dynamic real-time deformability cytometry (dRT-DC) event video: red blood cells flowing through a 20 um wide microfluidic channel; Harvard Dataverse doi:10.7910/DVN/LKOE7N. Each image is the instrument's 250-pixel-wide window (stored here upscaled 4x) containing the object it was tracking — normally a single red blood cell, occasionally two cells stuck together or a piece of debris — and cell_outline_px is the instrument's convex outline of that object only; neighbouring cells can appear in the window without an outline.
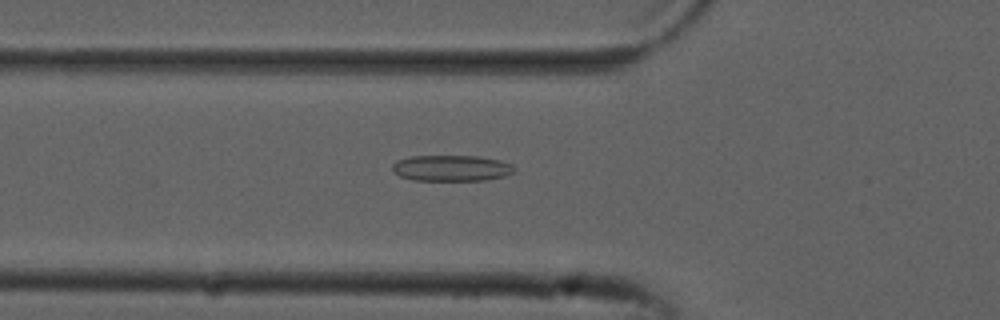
{"species": "common noctule bat (a hibernating species)", "species_latin": "Nyctalus noctula", "temperature_condition": "cold", "stored_images_in_passage": 52, "camera_frame_rate_fps": 3000, "um_per_image_px": 0.085, "animal": {"sex": "male", "forearm_length_mm": 52.5}, "frame": {"image": 1, "passage_image": 18, "time_ms": 5.667, "image_size_px": [1000, 320], "cell_outline_px": [[516, 168], [508, 176], [488, 180], [416, 180], [400, 176], [392, 172], [392, 164], [396, 160], [412, 156], [476, 156], [500, 160], [512, 164]], "centroid_in_image_um": [38.39, 14.29], "position_along_channel_um": 87.4, "area_um2": 18.61}}
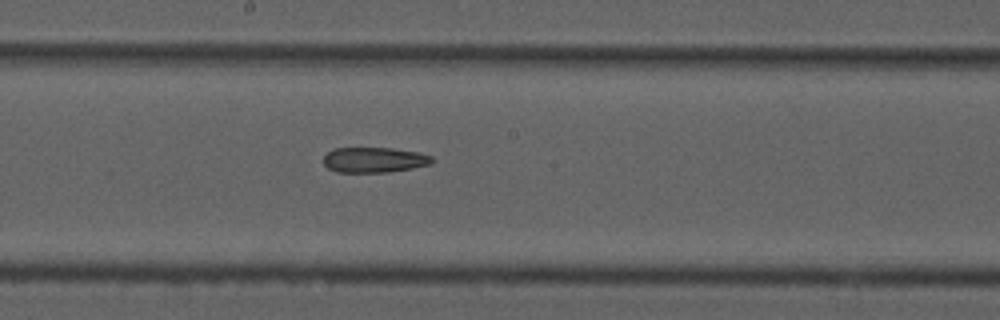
{"frame": {"image": 2, "passage_image": 28, "time_ms": 9.0, "image_size_px": [1000, 320], "cell_outline_px": [[436, 160], [432, 164], [412, 168], [388, 172], [336, 172], [328, 168], [324, 164], [324, 156], [332, 148], [392, 148], [420, 152], [432, 156]], "centroid_in_image_um": [31.85, 13.58], "position_along_channel_um": 216.4, "area_um2": 16.18}}
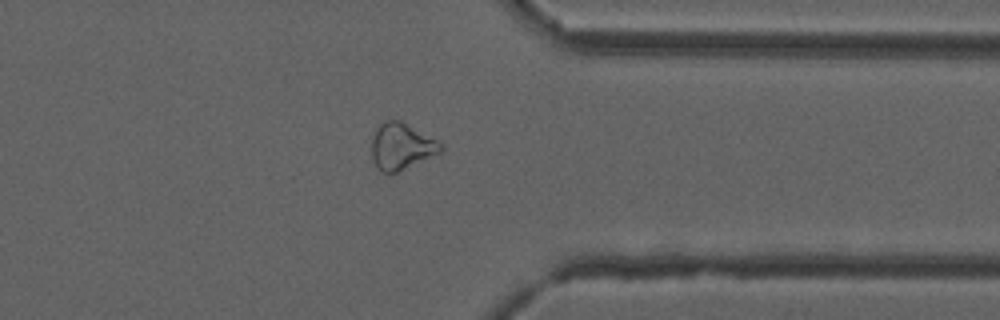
{"frame": {"image": 3, "passage_image": 41, "time_ms": 13.333, "image_size_px": [1000, 320], "cell_outline_px": [[444, 148], [440, 152], [396, 172], [380, 172], [376, 168], [372, 156], [372, 136], [376, 128], [384, 120], [400, 120], [444, 144]], "centroid_in_image_um": [34.09, 12.42], "position_along_channel_um": 377.3, "area_um2": 18.5}}